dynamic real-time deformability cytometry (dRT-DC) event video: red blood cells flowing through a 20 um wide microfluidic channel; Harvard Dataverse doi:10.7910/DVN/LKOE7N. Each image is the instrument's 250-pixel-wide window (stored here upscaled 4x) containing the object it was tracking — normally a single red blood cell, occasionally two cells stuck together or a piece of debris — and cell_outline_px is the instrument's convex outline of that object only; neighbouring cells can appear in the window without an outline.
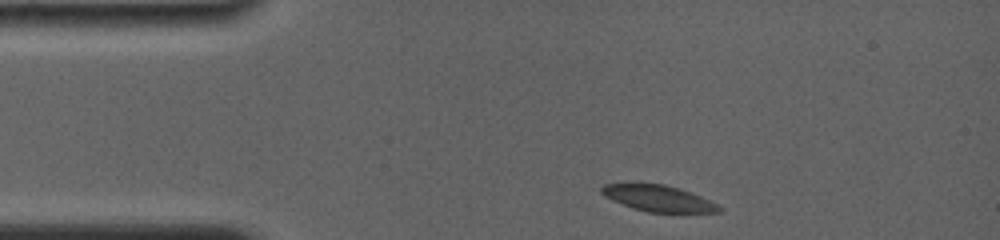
{"species": "common noctule bat (a hibernating species)", "species_latin": "Nyctalus noctula", "temperature_condition": "room temperature", "stored_images_in_passage": 3, "camera_frame_rate_fps": 4000, "um_per_image_px": 0.085, "animal": {"sex": "female", "body_mass_g": 19.0, "forearm_length_mm": 56.7}, "frame": {"image": 1, "passage_image": 1, "time_ms": 0.0, "image_size_px": [1000, 240], "cell_outline_px": [[724, 208], [720, 212], [648, 212], [632, 208], [612, 200], [604, 196], [600, 192], [600, 188], [604, 184], [664, 184], [680, 188], [700, 196]], "centroid_in_image_um": [55.94, 16.86], "position_along_channel_um": 29.1, "area_um2": 17.74}}